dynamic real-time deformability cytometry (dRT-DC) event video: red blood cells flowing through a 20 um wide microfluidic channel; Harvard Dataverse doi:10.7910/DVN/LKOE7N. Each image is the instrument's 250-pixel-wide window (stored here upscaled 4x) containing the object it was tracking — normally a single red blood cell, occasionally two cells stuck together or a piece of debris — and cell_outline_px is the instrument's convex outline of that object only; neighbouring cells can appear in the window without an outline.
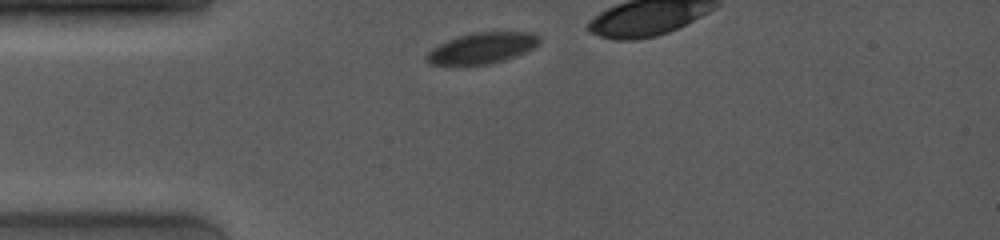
{"species": "common noctule bat (a hibernating species)", "species_latin": "Nyctalus noctula", "temperature_condition": "room temperature", "stored_images_in_passage": 33, "camera_frame_rate_fps": 4000, "um_per_image_px": 0.085, "animal": {"sex": "female", "body_mass_g": 19.0, "forearm_length_mm": 53.3}, "frame": {"image": 1, "passage_image": 1, "time_ms": 0.0, "image_size_px": [1000, 240], "cell_outline_px": [[540, 44], [516, 56], [504, 60], [488, 64], [464, 68], [452, 68], [428, 64], [424, 60], [424, 56], [432, 48], [448, 40], [460, 36], [476, 32], [536, 32], [540, 36]], "centroid_in_image_um": [40.9, 4.15], "position_along_channel_um": 44.1, "area_um2": 21.27}}
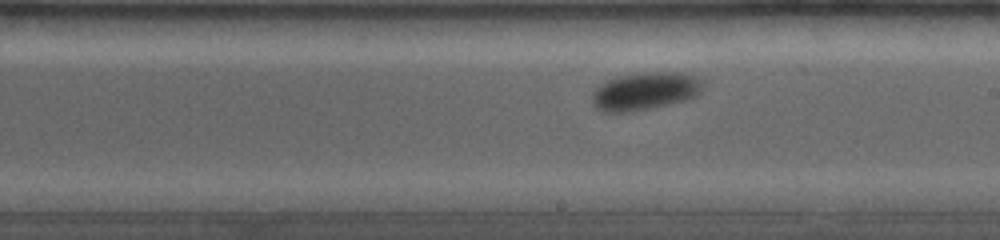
{"frame": {"image": 2, "passage_image": 19, "time_ms": 5.5, "image_size_px": [1000, 240], "cell_outline_px": [[704, 84], [700, 92], [696, 96], [688, 100], [628, 112], [600, 112], [592, 104], [592, 92], [600, 84], [616, 76], [640, 72], [680, 72], [700, 80]], "centroid_in_image_um": [54.78, 7.75], "position_along_channel_um": 234.2, "area_um2": 24.45}}
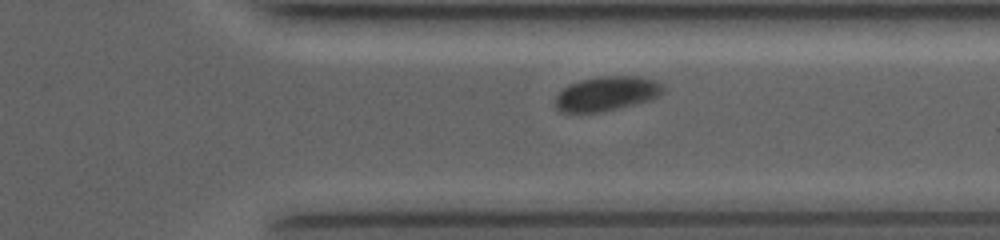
{"frame": {"image": 3, "passage_image": 29, "time_ms": 8.75, "image_size_px": [1000, 240], "cell_outline_px": [[664, 92], [648, 100], [636, 104], [600, 112], [560, 112], [556, 108], [556, 96], [568, 84], [580, 80], [600, 76], [648, 76], [664, 84]], "centroid_in_image_um": [51.6, 7.94], "position_along_channel_um": 359.8, "area_um2": 21.79}}